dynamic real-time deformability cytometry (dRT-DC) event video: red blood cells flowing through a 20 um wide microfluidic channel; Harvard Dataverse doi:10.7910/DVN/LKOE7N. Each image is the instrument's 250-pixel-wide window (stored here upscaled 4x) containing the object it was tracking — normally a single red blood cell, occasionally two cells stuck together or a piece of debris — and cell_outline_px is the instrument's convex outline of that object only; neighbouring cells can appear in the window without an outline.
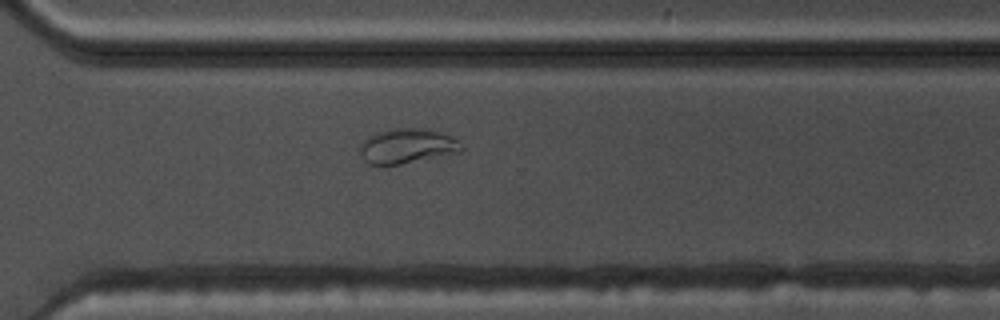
{"species": "common noctule bat (a hibernating species)", "species_latin": "Nyctalus noctula", "temperature_condition": "warm", "stored_images_in_passage": 38, "camera_frame_rate_fps": 3000, "um_per_image_px": 0.085, "animal": {"sex": "male", "body_mass_g": 17.5, "forearm_length_mm": 52.3}, "frame": {"image": 1, "passage_image": 27, "time_ms": 8.667, "image_size_px": [1000, 320], "cell_outline_px": [[464, 148], [460, 152], [384, 168], [380, 168], [368, 164], [364, 160], [360, 152], [360, 144], [368, 136], [376, 132], [388, 128], [424, 128], [440, 132], [452, 136]], "centroid_in_image_um": [34.54, 12.44], "position_along_channel_um": 336.1, "area_um2": 21.27}}